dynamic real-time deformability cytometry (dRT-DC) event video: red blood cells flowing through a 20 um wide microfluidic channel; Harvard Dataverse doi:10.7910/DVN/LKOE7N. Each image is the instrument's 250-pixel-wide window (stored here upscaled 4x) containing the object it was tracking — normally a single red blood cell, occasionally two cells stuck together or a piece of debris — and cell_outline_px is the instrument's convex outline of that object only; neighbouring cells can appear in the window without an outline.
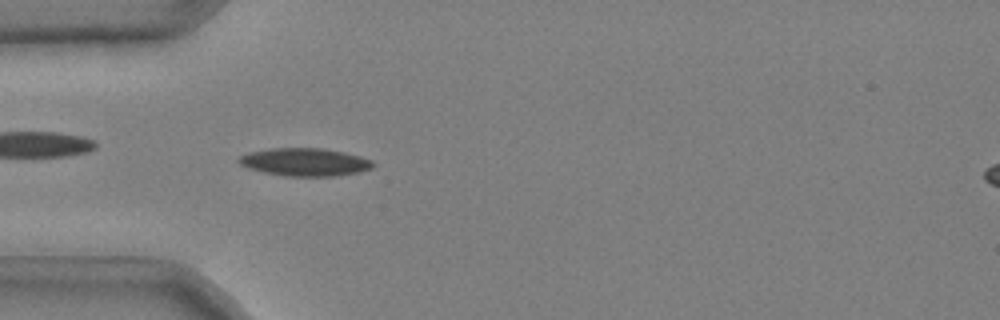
{"species": "common noctule bat (a hibernating species)", "species_latin": "Nyctalus noctula", "temperature_condition": "cold", "stored_images_in_passage": 51, "camera_frame_rate_fps": 3000, "um_per_image_px": 0.085, "animal": {"sex": "male", "body_mass_g": 20.4}, "frame": {"image": 1, "passage_image": 15, "time_ms": 4.667, "image_size_px": [1000, 320], "cell_outline_px": [[376, 164], [372, 168], [360, 172], [336, 176], [284, 176], [264, 172], [248, 168], [240, 164], [236, 160], [240, 156], [248, 152], [272, 148], [324, 148], [344, 152], [360, 156], [372, 160]], "centroid_in_image_um": [25.93, 13.77], "position_along_channel_um": 59.1, "area_um2": 21.96}}
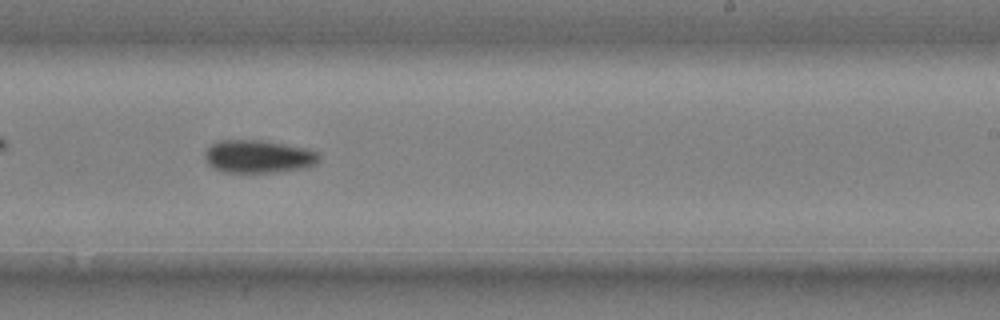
{"frame": {"image": 2, "passage_image": 32, "time_ms": 10.333, "image_size_px": [1000, 320], "cell_outline_px": [[320, 160], [316, 164], [308, 168], [276, 172], [224, 172], [212, 168], [208, 164], [204, 156], [204, 152], [212, 144], [220, 140], [264, 140], [308, 148], [316, 152], [320, 156]], "centroid_in_image_um": [21.99, 13.3], "position_along_channel_um": 267.0, "area_um2": 22.2}}
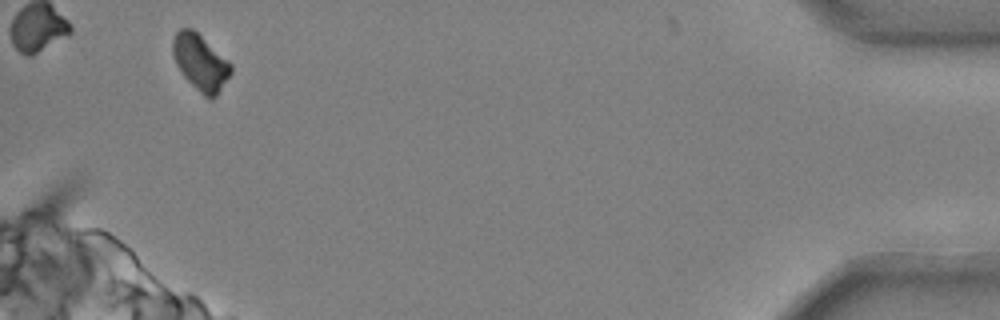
{"frame": {"image": 3, "passage_image": 49, "time_ms": 16.0, "image_size_px": [1000, 320], "cell_outline_px": [[232, 72], [216, 96], [212, 100], [208, 100], [184, 76], [176, 64], [172, 52], [172, 40], [176, 32], [180, 28], [192, 28], [228, 60], [232, 64]], "centroid_in_image_um": [17.04, 5.3], "position_along_channel_um": 418.2, "area_um2": 18.84}, "authors_computed_cell_mechanics": {"area_um2": 20.5768, "velocity_mm_per_s": 3.7208, "shape_relaxation_time_tau1_ms": 4.0129, "shape_relaxation_time_tau2_ms": null, "deformation_change_tau1": 0.1103, "deformation_change_tau2": null}}